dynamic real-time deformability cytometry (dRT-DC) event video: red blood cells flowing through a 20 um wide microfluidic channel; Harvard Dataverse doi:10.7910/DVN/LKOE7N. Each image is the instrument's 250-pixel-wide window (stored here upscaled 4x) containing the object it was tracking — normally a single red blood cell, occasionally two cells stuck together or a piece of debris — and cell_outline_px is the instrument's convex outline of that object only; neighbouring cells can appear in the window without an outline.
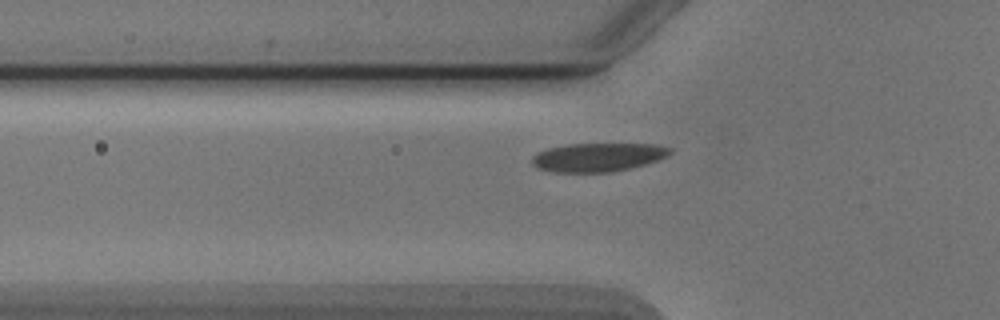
{"species": "Egyptian fruit bat (a non-hibernating species)", "species_latin": "Rousettus aegyptiacus", "temperature_condition": "cold", "stored_images_in_passage": 33, "camera_frame_rate_fps": 3000, "um_per_image_px": 0.085, "animal": {"sex": "male"}, "frame": {"image": 1, "passage_image": 3, "time_ms": 0.667, "image_size_px": [1000, 320], "cell_outline_px": [[672, 152], [656, 160], [644, 164], [612, 172], [552, 172], [540, 168], [532, 164], [532, 156], [536, 152], [548, 148], [568, 144], [656, 144], [672, 148]], "centroid_in_image_um": [50.78, 13.35], "position_along_channel_um": 75.0, "area_um2": 22.83}}
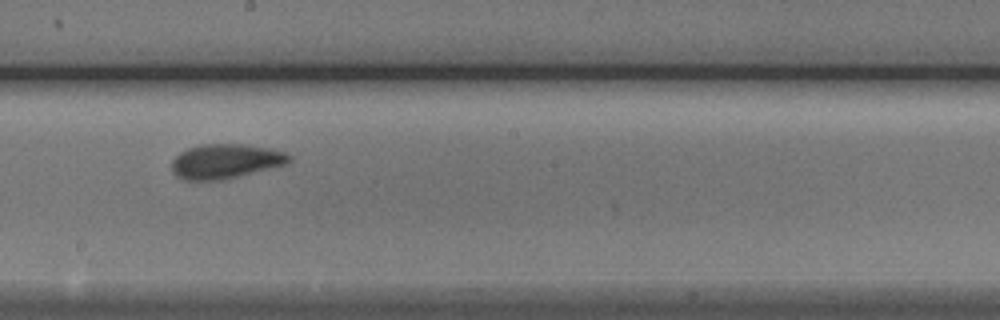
{"frame": {"image": 2, "passage_image": 15, "time_ms": 4.667, "image_size_px": [1000, 320], "cell_outline_px": [[292, 160], [288, 164], [224, 180], [184, 180], [176, 176], [172, 172], [172, 160], [180, 152], [188, 148], [200, 144], [244, 144], [268, 148], [284, 152], [292, 156]], "centroid_in_image_um": [19.18, 13.71], "position_along_channel_um": 229.0, "area_um2": 23.87}}
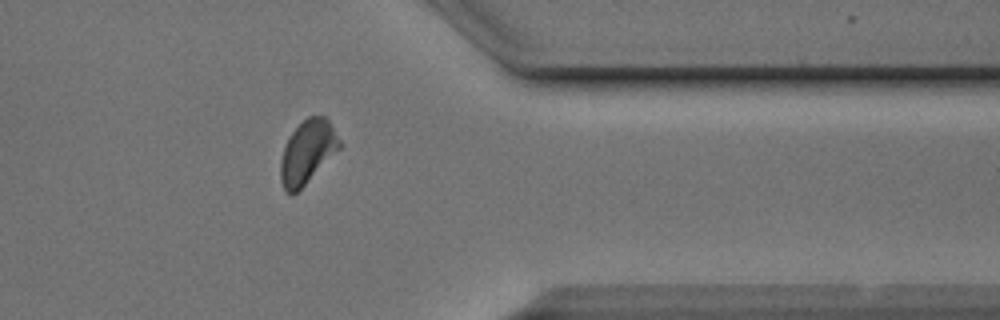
{"frame": {"image": 3, "passage_image": 28, "time_ms": 9.0, "image_size_px": [1000, 320], "cell_outline_px": [[344, 144], [292, 196], [284, 188], [280, 180], [280, 160], [288, 136], [308, 116], [324, 116], [332, 124]], "centroid_in_image_um": [26.14, 12.89], "position_along_channel_um": 385.3, "area_um2": 21.56}, "authors_computed_cell_mechanics": {"area_um2": 22.831, "velocity_mm_per_s": 3.8531, "shape_relaxation_time_tau1_ms": 2.534, "shape_relaxation_time_tau2_ms": 1.2368, "deformation_change_tau1": 0.1037, "deformation_change_tau2": 0.0396}}